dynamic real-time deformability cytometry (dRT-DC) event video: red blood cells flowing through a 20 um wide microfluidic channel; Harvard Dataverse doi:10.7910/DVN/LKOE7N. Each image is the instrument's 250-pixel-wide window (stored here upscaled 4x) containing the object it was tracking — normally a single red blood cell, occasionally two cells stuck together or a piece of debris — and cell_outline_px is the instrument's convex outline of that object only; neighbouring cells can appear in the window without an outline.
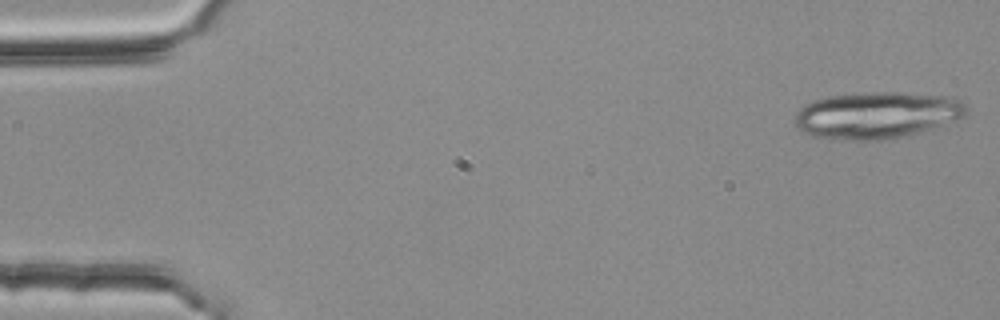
{"species": "common noctule bat (a hibernating species)", "species_latin": "Nyctalus noctula", "temperature_condition": "room temperature", "stored_images_in_passage": 4, "camera_frame_rate_fps": 3000, "um_per_image_px": 0.085, "animal": {"sex": "female", "body_mass_g": 25.1}, "frame": {"image": 1, "passage_image": 1, "time_ms": 0.0, "image_size_px": [1000, 320], "cell_outline_px": [[968, 112], [964, 116], [916, 132], [888, 140], [836, 140], [816, 136], [804, 132], [792, 124], [792, 120], [796, 112], [804, 104], [828, 96], [872, 92], [904, 92], [952, 96], [960, 100], [964, 104]], "centroid_in_image_um": [74.47, 9.78], "position_along_channel_um": 10.5, "area_um2": 46.64}}